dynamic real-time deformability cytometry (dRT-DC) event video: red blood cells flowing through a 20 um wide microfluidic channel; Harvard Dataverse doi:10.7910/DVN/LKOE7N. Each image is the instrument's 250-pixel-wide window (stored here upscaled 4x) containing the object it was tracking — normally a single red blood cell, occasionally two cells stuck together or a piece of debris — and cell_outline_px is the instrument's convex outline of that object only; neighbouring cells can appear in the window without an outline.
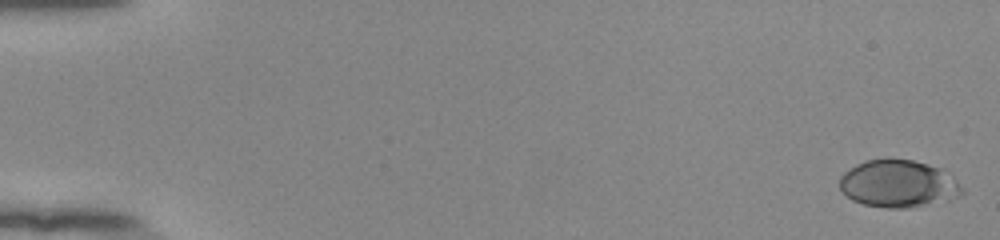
{"species": "human", "species_latin": "Homo sapiens", "temperature_condition": "room temperature", "stored_images_in_passage": 54, "camera_frame_rate_fps": 3000, "um_per_image_px": 0.085, "donor": {"sex": "female"}, "frame": {"image": 1, "passage_image": 1, "time_ms": 0.0, "image_size_px": [1000, 240], "cell_outline_px": [[964, 192], [948, 200], [908, 208], [888, 208], [864, 204], [852, 200], [840, 188], [840, 176], [844, 172], [856, 164], [864, 160], [888, 156], [912, 160], [944, 168], [964, 188]], "centroid_in_image_um": [76.36, 15.57], "position_along_channel_um": 8.6, "area_um2": 34.33}}
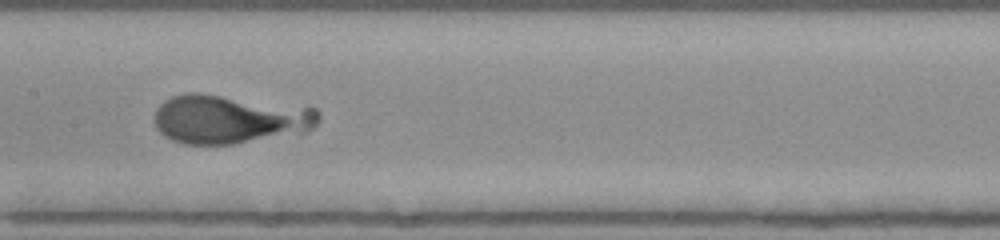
{"frame": {"image": 2, "passage_image": 29, "time_ms": 9.333, "image_size_px": [1000, 240], "cell_outline_px": [[320, 120], [312, 128], [304, 132], [232, 144], [184, 144], [172, 140], [164, 136], [156, 128], [156, 108], [164, 100], [172, 96], [184, 92], [200, 92], [316, 108], [320, 112]], "centroid_in_image_um": [19.5, 10.11], "position_along_channel_um": 187.9, "area_um2": 46.88}}
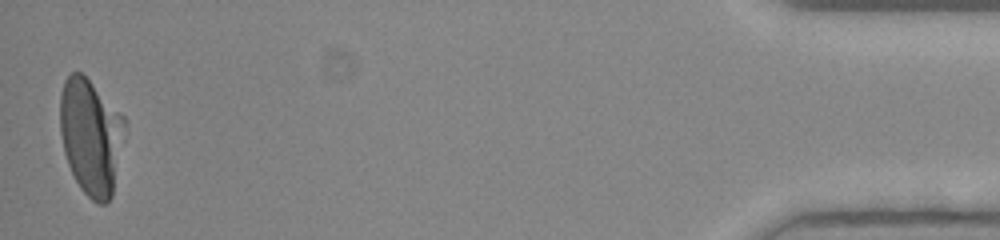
{"frame": {"image": 3, "passage_image": 54, "time_ms": 17.667, "image_size_px": [1000, 240], "cell_outline_px": [[124, 124], [112, 196], [104, 204], [100, 204], [92, 200], [80, 188], [68, 164], [64, 152], [60, 132], [60, 96], [64, 80], [72, 72], [80, 72], [124, 116]], "centroid_in_image_um": [7.68, 11.6], "position_along_channel_um": 427.5, "area_um2": 42.77}}